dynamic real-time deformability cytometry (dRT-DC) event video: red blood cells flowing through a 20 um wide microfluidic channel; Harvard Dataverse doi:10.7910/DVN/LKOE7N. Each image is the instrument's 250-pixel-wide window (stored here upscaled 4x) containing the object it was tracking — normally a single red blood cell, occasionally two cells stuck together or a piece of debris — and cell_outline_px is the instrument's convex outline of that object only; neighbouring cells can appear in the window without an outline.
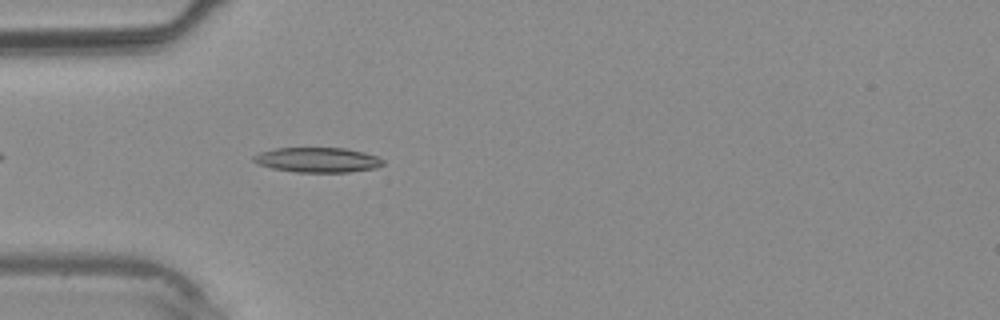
{"species": "common noctule bat (a hibernating species)", "species_latin": "Nyctalus noctula", "temperature_condition": "warm", "stored_images_in_passage": 16, "camera_frame_rate_fps": 3000, "um_per_image_px": 0.085, "animal": {"sex": "male", "body_mass_g": 20.4}, "frame": {"image": 1, "passage_image": 1, "time_ms": 0.0, "image_size_px": [1000, 320], "cell_outline_px": [[384, 164], [376, 168], [348, 172], [296, 172], [272, 168], [256, 164], [252, 160], [252, 156], [260, 152], [276, 148], [344, 148], [364, 152], [376, 156], [384, 160]], "centroid_in_image_um": [26.97, 13.59], "position_along_channel_um": 58.0, "area_um2": 18.84}}
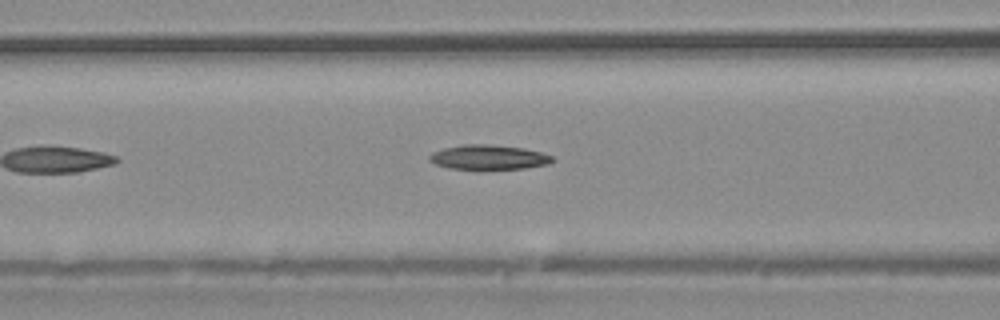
{"frame": {"image": 2, "passage_image": 5, "time_ms": 1.333, "image_size_px": [1000, 320], "cell_outline_px": [[556, 160], [548, 164], [524, 168], [448, 168], [436, 164], [428, 160], [428, 156], [432, 152], [444, 148], [464, 144], [488, 144], [524, 148], [540, 152], [552, 156]], "centroid_in_image_um": [41.53, 13.35], "position_along_channel_um": 125.1, "area_um2": 17.4}}